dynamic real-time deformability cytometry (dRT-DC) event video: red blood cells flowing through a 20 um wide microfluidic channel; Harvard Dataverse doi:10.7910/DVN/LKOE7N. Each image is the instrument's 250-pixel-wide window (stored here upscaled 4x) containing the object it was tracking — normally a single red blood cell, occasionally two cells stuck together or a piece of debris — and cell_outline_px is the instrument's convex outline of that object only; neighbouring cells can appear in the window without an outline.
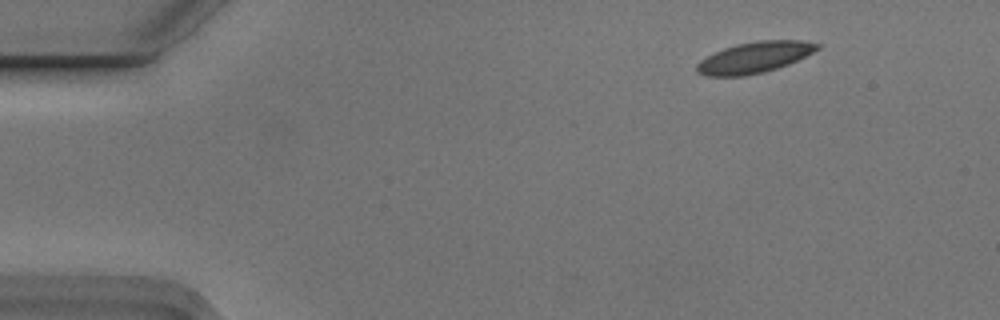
{"species": "Egyptian fruit bat (a non-hibernating species)", "species_latin": "Rousettus aegyptiacus", "temperature_condition": "cold", "stored_images_in_passage": 5, "segment_of_instrument_passage": [1, 2], "camera_frame_rate_fps": 3000, "um_per_image_px": 0.085, "animal": {"sex": "male"}, "frame": {"image": 1, "passage_image": 1, "time_ms": 0.0, "image_size_px": [1000, 320], "cell_outline_px": [[820, 48], [788, 64], [764, 72], [744, 76], [708, 76], [696, 72], [696, 64], [700, 60], [724, 48], [736, 44], [756, 40], [800, 40], [820, 44]], "centroid_in_image_um": [64.1, 4.88], "position_along_channel_um": 20.9, "area_um2": 21.62}}